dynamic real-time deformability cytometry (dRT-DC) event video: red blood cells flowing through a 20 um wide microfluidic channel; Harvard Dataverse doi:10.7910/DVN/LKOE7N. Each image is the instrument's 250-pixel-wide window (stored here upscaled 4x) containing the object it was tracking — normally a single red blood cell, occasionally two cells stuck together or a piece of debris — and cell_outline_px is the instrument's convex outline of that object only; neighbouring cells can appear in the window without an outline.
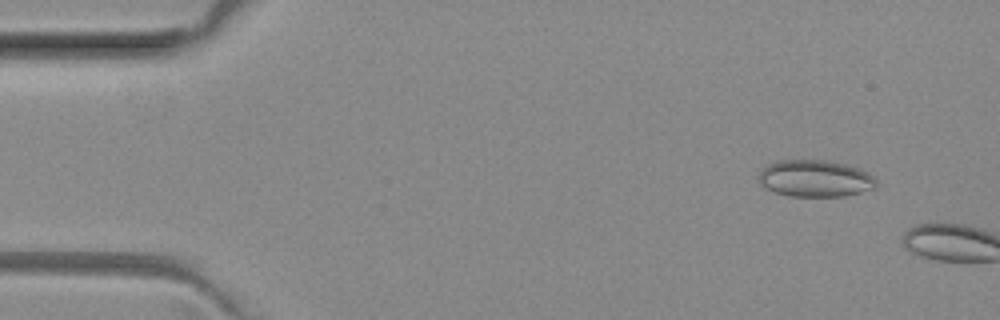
{"species": "common noctule bat (a hibernating species)", "species_latin": "Nyctalus noctula", "temperature_condition": "room temperature", "stored_images_in_passage": 7, "camera_frame_rate_fps": 3000, "um_per_image_px": 0.085, "animal": {"sex": "female", "body_mass_g": 29.2, "forearm_length_mm": 56.3}, "frame": {"image": 1, "passage_image": 5, "time_ms": 1.333, "image_size_px": [1000, 320], "cell_outline_px": [[876, 188], [844, 196], [788, 196], [776, 192], [760, 184], [756, 176], [768, 164], [780, 160], [828, 160], [860, 168], [868, 172], [876, 180]], "centroid_in_image_um": [69.29, 15.16], "position_along_channel_um": 15.7, "area_um2": 25.26}}